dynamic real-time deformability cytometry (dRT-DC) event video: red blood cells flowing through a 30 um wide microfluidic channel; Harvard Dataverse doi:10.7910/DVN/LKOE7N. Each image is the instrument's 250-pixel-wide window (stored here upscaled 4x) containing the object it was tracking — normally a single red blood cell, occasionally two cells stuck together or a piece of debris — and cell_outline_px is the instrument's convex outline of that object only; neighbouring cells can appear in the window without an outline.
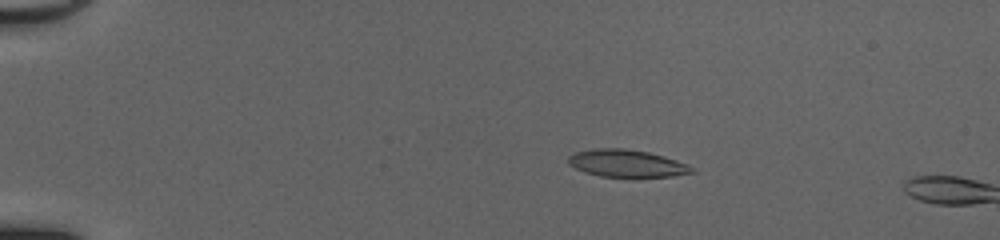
{"species": "common noctule bat (a hibernating species)", "species_latin": "Nyctalus noctula", "temperature_condition": "cold", "stored_images_in_passage": 14, "camera_frame_rate_fps": 3000, "um_per_image_px": 0.085, "animal": {"sex": "female", "body_mass_g": 20.0, "forearm_length_mm": 54.0}, "frame": {"image": 1, "passage_image": 12, "time_ms": 3.667, "image_size_px": [1000, 240], "cell_outline_px": [[696, 172], [672, 176], [600, 176], [584, 172], [568, 164], [568, 156], [576, 152], [596, 148], [624, 148], [648, 152], [664, 156], [688, 164], [696, 168]], "centroid_in_image_um": [53.29, 13.88], "position_along_channel_um": 31.7, "area_um2": 19.59}}